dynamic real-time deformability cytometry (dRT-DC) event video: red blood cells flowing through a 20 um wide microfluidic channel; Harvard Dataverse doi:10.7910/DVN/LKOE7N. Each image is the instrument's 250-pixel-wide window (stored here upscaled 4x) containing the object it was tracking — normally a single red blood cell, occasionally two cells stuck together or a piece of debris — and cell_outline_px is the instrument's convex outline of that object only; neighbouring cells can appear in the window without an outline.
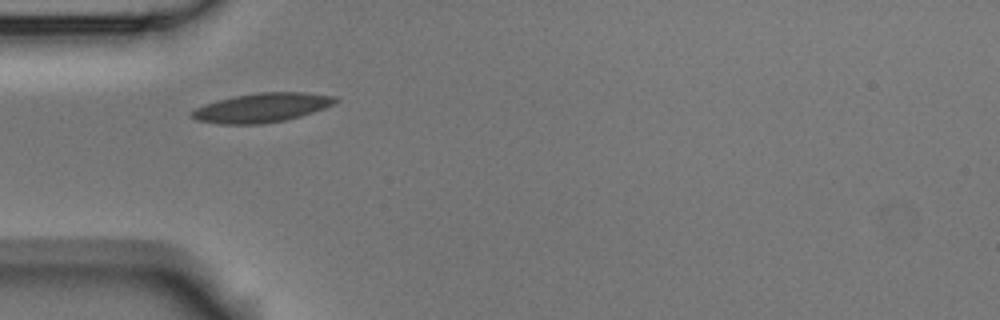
{"species": "Egyptian fruit bat (a non-hibernating species)", "species_latin": "Rousettus aegyptiacus", "temperature_condition": "room temperature", "stored_images_in_passage": 40, "camera_frame_rate_fps": 3000, "um_per_image_px": 0.085, "animal": {"sex": "male"}, "frame": {"image": 1, "passage_image": 1, "time_ms": 0.0, "image_size_px": [1000, 320], "cell_outline_px": [[340, 100], [324, 108], [300, 116], [284, 120], [260, 124], [220, 124], [196, 120], [188, 112], [204, 104], [216, 100], [236, 96], [260, 92], [304, 92], [336, 96]], "centroid_in_image_um": [22.24, 9.15], "position_along_channel_um": 62.8, "area_um2": 24.33}}
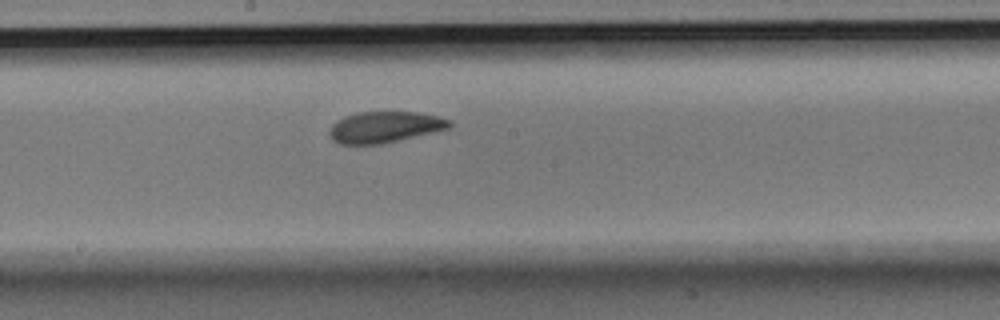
{"frame": {"image": 2, "passage_image": 14, "time_ms": 4.333, "image_size_px": [1000, 320], "cell_outline_px": [[452, 124], [448, 128], [432, 132], [380, 144], [340, 144], [332, 140], [328, 132], [332, 124], [336, 120], [344, 116], [356, 112], [416, 112], [436, 116], [452, 120]], "centroid_in_image_um": [32.65, 10.79], "position_along_channel_um": 215.6, "area_um2": 21.68}}
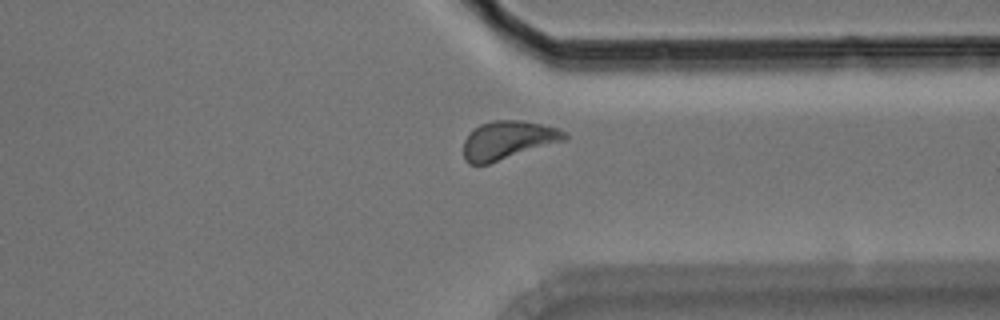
{"frame": {"image": 3, "passage_image": 27, "time_ms": 8.667, "image_size_px": [1000, 320], "cell_outline_px": [[568, 140], [488, 164], [468, 164], [464, 160], [464, 140], [468, 132], [480, 124], [492, 120], [520, 120], [540, 124], [556, 128], [564, 132], [568, 136]], "centroid_in_image_um": [43.16, 11.92], "position_along_channel_um": 368.2, "area_um2": 22.77}, "authors_computed_cell_mechanics": {"area_um2": 21.7906, "velocity_mm_per_s": 3.5414, "shape_relaxation_time_tau1_ms": 3.4628, "shape_relaxation_time_tau2_ms": 2.2582, "deformation_change_tau1": 0.0964, "deformation_change_tau2": 0.0686}}